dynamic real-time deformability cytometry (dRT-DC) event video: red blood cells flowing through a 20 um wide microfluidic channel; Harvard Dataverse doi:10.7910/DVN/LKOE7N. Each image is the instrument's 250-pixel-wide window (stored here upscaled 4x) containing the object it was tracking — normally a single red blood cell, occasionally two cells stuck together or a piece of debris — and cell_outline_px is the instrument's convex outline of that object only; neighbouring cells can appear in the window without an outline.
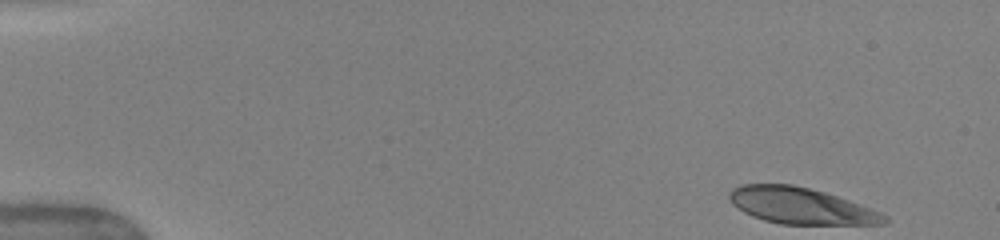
{"species": "human", "species_latin": "Homo sapiens", "temperature_condition": "warm", "stored_images_in_passage": 38, "camera_frame_rate_fps": 3000, "um_per_image_px": 0.085, "donor": {"sex": "female"}, "frame": {"image": 1, "passage_image": 1, "time_ms": 0.0, "image_size_px": [1000, 240], "cell_outline_px": [[888, 224], [780, 224], [764, 220], [752, 216], [736, 208], [732, 204], [728, 196], [728, 192], [732, 188], [740, 184], [792, 184], [824, 192], [872, 208], [888, 216]], "centroid_in_image_um": [68.05, 17.49], "position_along_channel_um": 16.9, "area_um2": 32.89}}
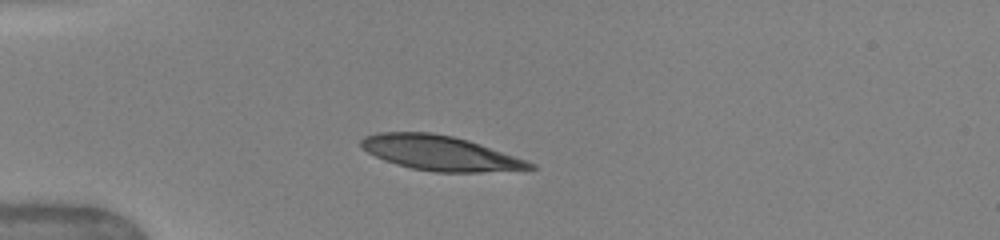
{"frame": {"image": 2, "passage_image": 14, "time_ms": 3.333, "image_size_px": [1000, 240], "cell_outline_px": [[536, 168], [480, 172], [436, 172], [412, 168], [396, 164], [384, 160], [360, 148], [360, 140], [364, 136], [376, 132], [432, 132], [452, 136], [468, 140], [480, 144], [536, 164]], "centroid_in_image_um": [37.34, 13.0], "position_along_channel_um": 47.7, "area_um2": 33.93}}